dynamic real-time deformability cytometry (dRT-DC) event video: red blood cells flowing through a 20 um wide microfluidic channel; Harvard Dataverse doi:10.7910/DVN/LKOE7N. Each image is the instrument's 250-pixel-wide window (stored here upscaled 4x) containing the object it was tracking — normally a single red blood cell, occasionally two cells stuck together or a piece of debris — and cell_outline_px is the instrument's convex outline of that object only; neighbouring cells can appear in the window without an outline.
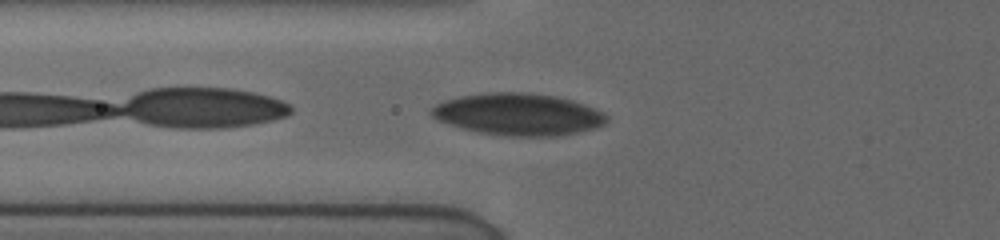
{"species": "human", "species_latin": "Homo sapiens", "temperature_condition": "cold", "stored_images_in_passage": 24, "camera_frame_rate_fps": 3000, "um_per_image_px": 0.085, "donor": {"sex": "female"}, "frame": {"image": 1, "passage_image": 3, "time_ms": 0.667, "image_size_px": [1000, 240], "cell_outline_px": [[608, 120], [604, 124], [596, 128], [580, 132], [560, 136], [504, 136], [480, 132], [448, 124], [432, 116], [432, 108], [436, 104], [444, 100], [460, 96], [488, 92], [528, 92], [556, 96], [572, 100], [584, 104], [604, 112], [608, 116]], "centroid_in_image_um": [44.11, 9.71], "position_along_channel_um": 81.7, "area_um2": 42.95}}
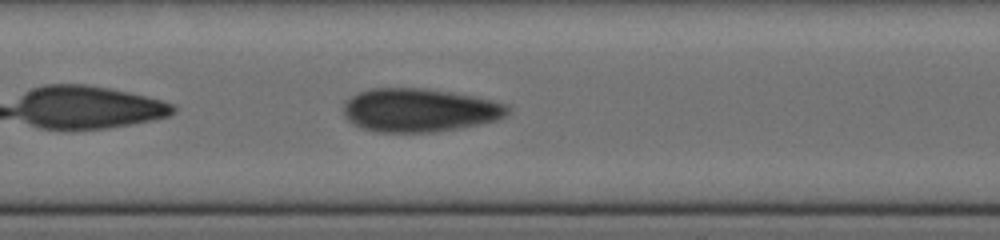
{"frame": {"image": 2, "passage_image": 13, "time_ms": 3.0, "image_size_px": [1000, 240], "cell_outline_px": [[508, 112], [504, 116], [496, 120], [436, 132], [376, 132], [360, 128], [352, 124], [344, 116], [344, 104], [352, 96], [360, 92], [372, 88], [424, 88], [472, 96], [492, 100], [508, 104]], "centroid_in_image_um": [35.61, 9.37], "position_along_channel_um": 171.8, "area_um2": 41.27}}
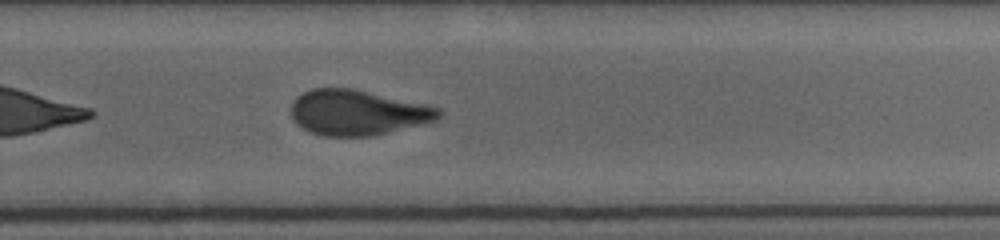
{"frame": {"image": 3, "passage_image": 24, "time_ms": 6.333, "image_size_px": [1000, 240], "cell_outline_px": [[444, 112], [436, 120], [424, 124], [372, 136], [320, 136], [308, 132], [296, 124], [292, 116], [292, 104], [296, 96], [312, 88], [352, 88], [428, 104], [440, 108]], "centroid_in_image_um": [30.41, 9.57], "position_along_channel_um": 299.4, "area_um2": 39.36}}